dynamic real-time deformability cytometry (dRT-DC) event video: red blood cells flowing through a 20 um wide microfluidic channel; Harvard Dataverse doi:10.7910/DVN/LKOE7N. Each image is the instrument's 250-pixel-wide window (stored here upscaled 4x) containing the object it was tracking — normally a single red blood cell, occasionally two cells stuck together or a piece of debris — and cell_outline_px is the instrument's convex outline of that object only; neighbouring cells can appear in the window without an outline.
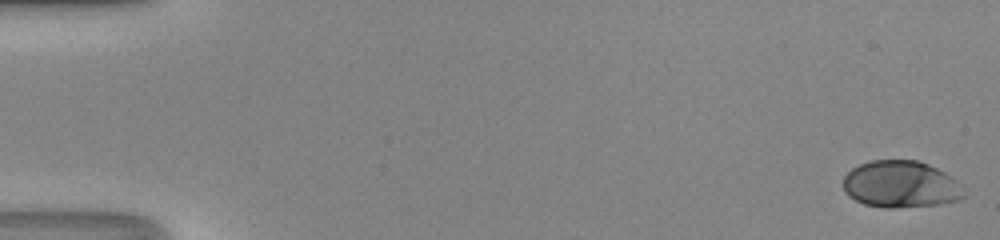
{"species": "human", "species_latin": "Homo sapiens", "temperature_condition": "room temperature", "stored_images_in_passage": 50, "camera_frame_rate_fps": 3000, "um_per_image_px": 0.085, "donor": {"sex": "male"}, "frame": {"image": 1, "passage_image": 1, "time_ms": 0.0, "image_size_px": [1000, 240], "cell_outline_px": [[964, 196], [960, 200], [940, 204], [892, 208], [884, 208], [864, 204], [848, 196], [844, 192], [844, 176], [852, 168], [868, 160], [920, 160], [944, 172], [956, 180], [964, 188]], "centroid_in_image_um": [76.56, 15.67], "position_along_channel_um": 8.4, "area_um2": 33.18}}
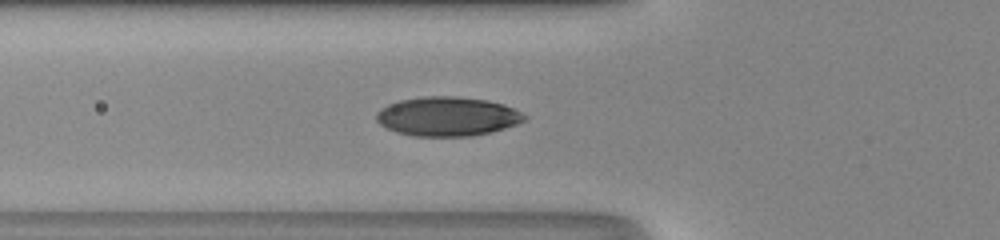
{"frame": {"image": 2, "passage_image": 19, "time_ms": 6.0, "image_size_px": [1000, 240], "cell_outline_px": [[528, 120], [492, 132], [472, 136], [412, 136], [396, 132], [384, 128], [376, 120], [376, 112], [380, 108], [388, 104], [400, 100], [424, 96], [456, 96], [488, 100], [504, 104], [528, 116]], "centroid_in_image_um": [38.02, 9.9], "position_along_channel_um": 87.8, "area_um2": 34.16}}
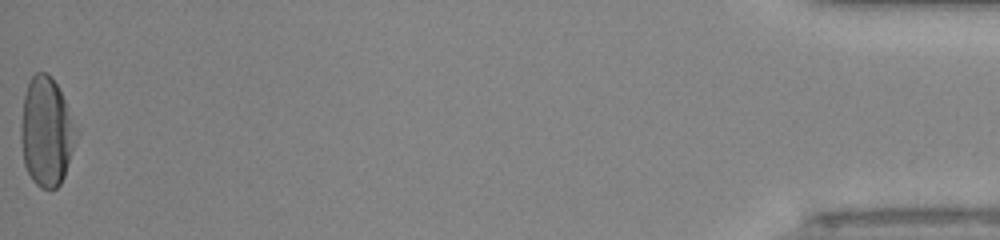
{"frame": {"image": 3, "passage_image": 50, "time_ms": 16.333, "image_size_px": [1000, 240], "cell_outline_px": [[80, 132], [64, 176], [60, 184], [56, 188], [40, 188], [32, 180], [24, 164], [20, 140], [20, 124], [24, 96], [28, 84], [32, 76], [36, 72], [44, 72], [56, 84]], "centroid_in_image_um": [3.95, 11.24], "position_along_channel_um": 431.2, "area_um2": 35.2}, "authors_computed_cell_mechanics": {"area_um2": 33.0905, "velocity_mm_per_s": 4.2531, "shape_relaxation_time_tau1_ms": 3.3555, "shape_relaxation_time_tau2_ms": null, "deformation_change_tau1": 0.2046, "deformation_change_tau2": null}}